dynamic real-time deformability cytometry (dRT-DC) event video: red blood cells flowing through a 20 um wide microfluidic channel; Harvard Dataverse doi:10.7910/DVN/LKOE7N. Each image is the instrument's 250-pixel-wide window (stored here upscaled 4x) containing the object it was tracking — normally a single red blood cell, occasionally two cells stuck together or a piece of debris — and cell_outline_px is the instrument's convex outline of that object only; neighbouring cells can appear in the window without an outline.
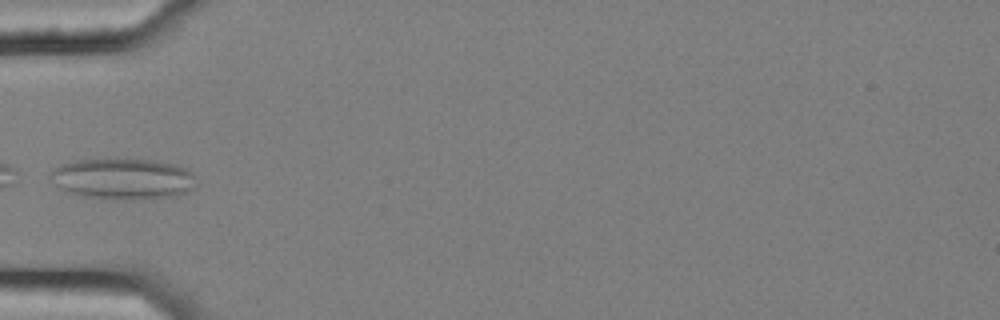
{"species": "common noctule bat (a hibernating species)", "species_latin": "Nyctalus noctula", "temperature_condition": "cold", "stored_images_in_passage": 6, "camera_frame_rate_fps": 3000, "um_per_image_px": 0.085, "animal": {"sex": "female", "body_mass_g": 25.1}, "frame": {"image": 1, "passage_image": 6, "time_ms": 1.667, "image_size_px": [1000, 320], "cell_outline_px": [[196, 188], [176, 196], [120, 200], [84, 196], [60, 188], [48, 180], [48, 172], [52, 168], [60, 164], [76, 160], [152, 160], [176, 164], [192, 172], [196, 176]], "centroid_in_image_um": [10.44, 15.2], "position_along_channel_um": 74.6, "area_um2": 34.97}}